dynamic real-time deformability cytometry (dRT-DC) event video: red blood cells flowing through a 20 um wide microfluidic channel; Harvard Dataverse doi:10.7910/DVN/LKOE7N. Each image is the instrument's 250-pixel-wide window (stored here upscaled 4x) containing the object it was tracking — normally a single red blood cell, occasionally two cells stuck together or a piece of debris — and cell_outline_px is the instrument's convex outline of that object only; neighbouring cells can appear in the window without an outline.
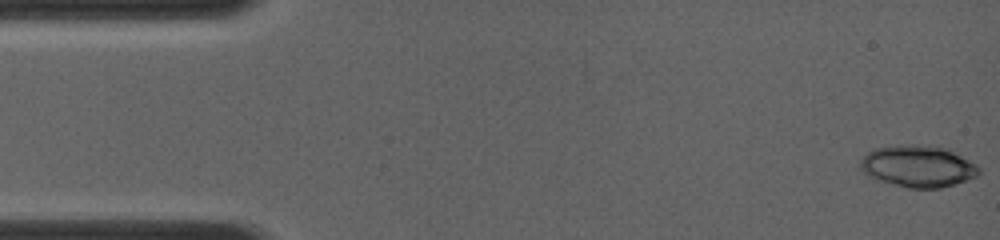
{"species": "common noctule bat (a hibernating species)", "species_latin": "Nyctalus noctula", "temperature_condition": "room temperature", "stored_images_in_passage": 4, "camera_frame_rate_fps": 4000, "um_per_image_px": 0.085, "animal": {"sex": "female", "body_mass_g": 19.0, "forearm_length_mm": 56.7}, "frame": {"image": 1, "passage_image": 1, "time_ms": 0.0, "image_size_px": [1000, 240], "cell_outline_px": [[980, 172], [976, 176], [940, 188], [908, 188], [892, 184], [868, 176], [860, 168], [860, 160], [868, 152], [876, 148], [900, 144], [944, 148], [976, 164], [980, 168]], "centroid_in_image_um": [77.98, 14.14], "position_along_channel_um": 7.0, "area_um2": 28.21}}